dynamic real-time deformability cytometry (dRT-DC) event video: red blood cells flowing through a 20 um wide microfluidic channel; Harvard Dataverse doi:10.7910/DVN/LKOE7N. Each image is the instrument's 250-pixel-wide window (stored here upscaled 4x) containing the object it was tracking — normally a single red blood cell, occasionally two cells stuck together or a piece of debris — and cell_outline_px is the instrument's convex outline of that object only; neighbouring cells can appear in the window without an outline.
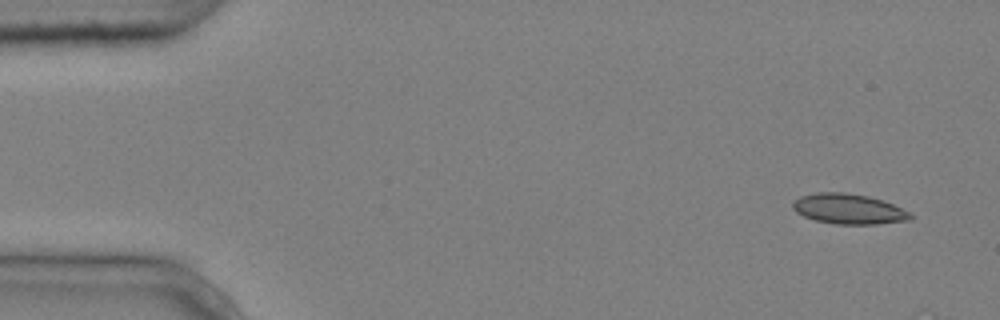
{"species": "common noctule bat (a hibernating species)", "species_latin": "Nyctalus noctula", "temperature_condition": "cold", "stored_images_in_passage": 6, "camera_frame_rate_fps": 3000, "um_per_image_px": 0.085, "animal": {"sex": "male", "body_mass_g": 20.4}, "frame": {"image": 1, "passage_image": 1, "time_ms": 0.0, "image_size_px": [1000, 320], "cell_outline_px": [[912, 220], [876, 224], [836, 224], [816, 220], [804, 216], [796, 212], [792, 208], [792, 200], [800, 196], [816, 192], [844, 192], [868, 196], [892, 204], [912, 212]], "centroid_in_image_um": [72.13, 17.76], "position_along_channel_um": 12.9, "area_um2": 20.81}}